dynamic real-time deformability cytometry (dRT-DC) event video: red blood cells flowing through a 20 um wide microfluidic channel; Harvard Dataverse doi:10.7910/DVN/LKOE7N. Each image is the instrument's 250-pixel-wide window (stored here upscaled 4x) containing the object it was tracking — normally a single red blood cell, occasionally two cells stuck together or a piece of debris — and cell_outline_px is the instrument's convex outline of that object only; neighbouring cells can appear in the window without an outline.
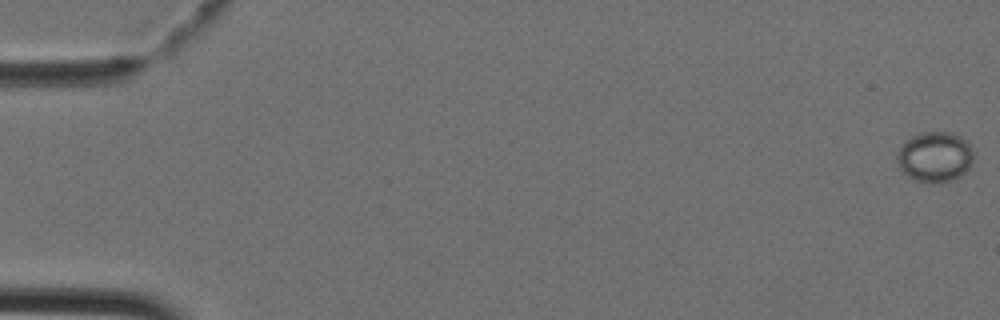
{"species": "Egyptian fruit bat (a non-hibernating species)", "species_latin": "Rousettus aegyptiacus", "temperature_condition": "cold", "stored_images_in_passage": 44, "camera_frame_rate_fps": 3000, "um_per_image_px": 0.085, "animal": {"sex": "female"}, "frame": {"image": 1, "passage_image": 1, "time_ms": 0.0, "image_size_px": [1000, 320], "cell_outline_px": [[972, 160], [968, 168], [960, 176], [952, 180], [932, 184], [916, 180], [908, 176], [900, 168], [896, 160], [896, 156], [900, 148], [912, 136], [920, 132], [952, 132], [960, 136], [972, 148]], "centroid_in_image_um": [79.45, 13.34], "position_along_channel_um": 5.5, "area_um2": 22.25}}
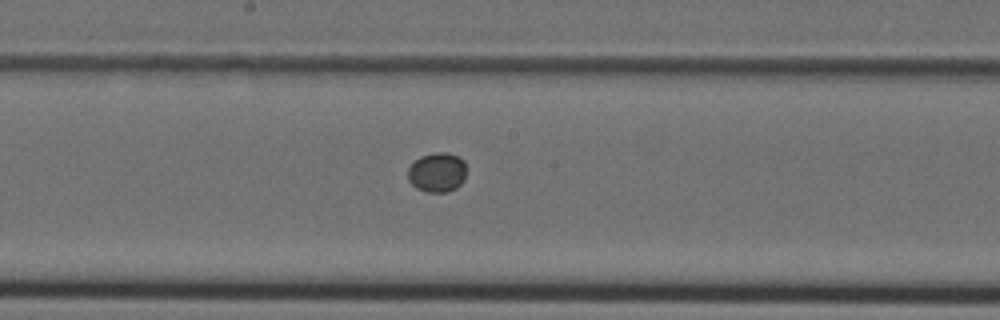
{"frame": {"image": 2, "passage_image": 24, "time_ms": 7.667, "image_size_px": [1000, 320], "cell_outline_px": [[464, 180], [456, 188], [448, 192], [424, 192], [416, 188], [408, 180], [408, 168], [420, 156], [436, 152], [448, 152], [464, 160]], "centroid_in_image_um": [37.14, 14.66], "position_along_channel_um": 211.1, "area_um2": 13.47}}
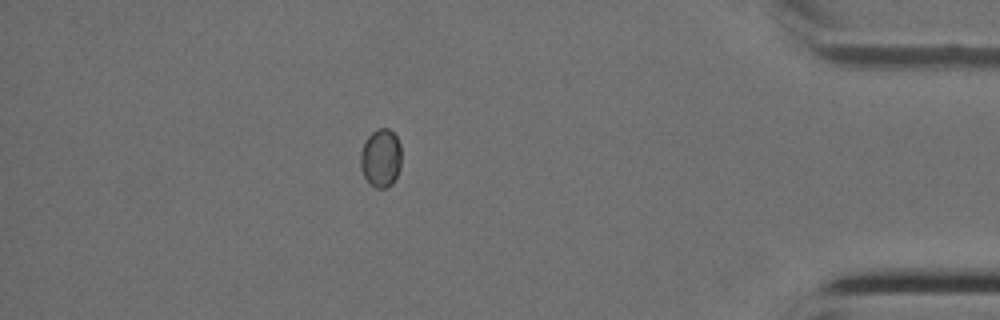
{"frame": {"image": 3, "passage_image": 39, "time_ms": 12.667, "image_size_px": [1000, 320], "cell_outline_px": [[400, 168], [392, 184], [384, 188], [376, 188], [368, 184], [360, 168], [360, 152], [364, 140], [372, 132], [380, 128], [388, 128], [396, 136], [400, 144]], "centroid_in_image_um": [32.34, 13.44], "position_along_channel_um": 402.9, "area_um2": 14.05}}